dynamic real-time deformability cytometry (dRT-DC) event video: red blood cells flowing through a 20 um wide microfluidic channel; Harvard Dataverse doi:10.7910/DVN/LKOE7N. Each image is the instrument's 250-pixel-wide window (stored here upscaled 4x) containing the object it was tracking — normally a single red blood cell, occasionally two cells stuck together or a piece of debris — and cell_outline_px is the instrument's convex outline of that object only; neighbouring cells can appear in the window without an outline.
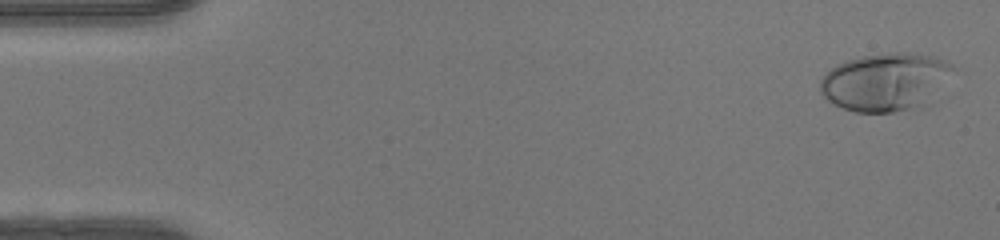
{"species": "human", "species_latin": "Homo sapiens", "temperature_condition": "warm", "stored_images_in_passage": 50, "camera_frame_rate_fps": 3000, "um_per_image_px": 0.085, "donor": {"sex": "female"}, "frame": {"image": 1, "passage_image": 2, "time_ms": 0.333, "image_size_px": [1000, 240], "cell_outline_px": [[952, 68], [924, 104], [920, 108], [892, 112], [856, 112], [832, 104], [824, 100], [820, 92], [820, 80], [836, 64], [848, 60], [864, 56], [892, 52], [916, 52], [936, 56], [952, 64]], "centroid_in_image_um": [75.16, 6.95], "position_along_channel_um": 9.8, "area_um2": 44.16}}
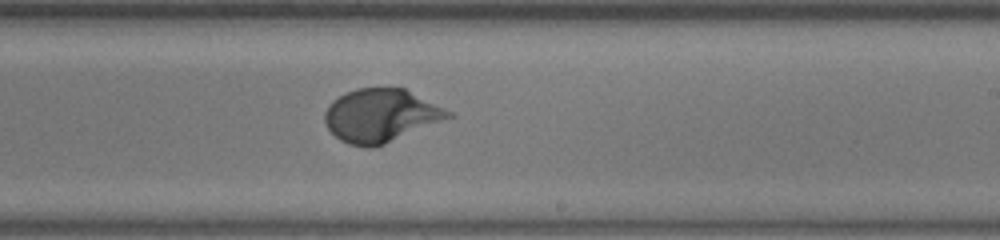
{"frame": {"image": 2, "passage_image": 30, "time_ms": 9.667, "image_size_px": [1000, 240], "cell_outline_px": [[456, 116], [384, 144], [372, 148], [368, 148], [348, 144], [340, 140], [328, 128], [324, 120], [324, 112], [328, 104], [332, 100], [356, 88], [404, 88], [452, 112]], "centroid_in_image_um": [32.36, 9.83], "position_along_channel_um": 256.6, "area_um2": 38.21}}
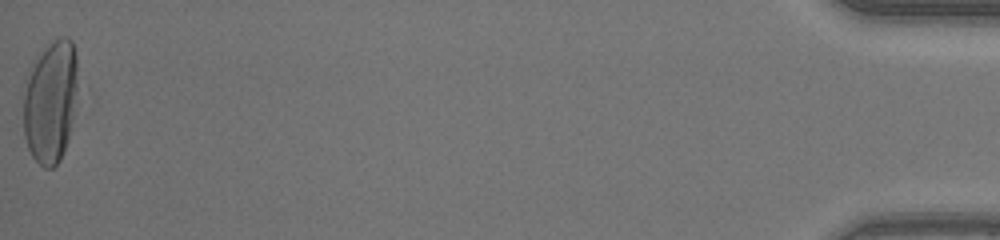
{"frame": {"image": 3, "passage_image": 50, "time_ms": 16.333, "image_size_px": [1000, 240], "cell_outline_px": [[84, 88], [68, 140], [60, 160], [52, 168], [44, 168], [32, 156], [28, 148], [24, 136], [24, 92], [32, 64], [36, 56], [52, 40], [60, 36], [68, 36], [72, 40], [76, 52]], "centroid_in_image_um": [4.42, 8.56], "position_along_channel_um": 430.8, "area_um2": 41.04}, "authors_computed_cell_mechanics": {"area_um2": 37.7434, "velocity_mm_per_s": 4.174, "shape_relaxation_time_tau1_ms": 3.6208, "shape_relaxation_time_tau2_ms": null, "deformation_change_tau1": 0.2237, "deformation_change_tau2": null}}